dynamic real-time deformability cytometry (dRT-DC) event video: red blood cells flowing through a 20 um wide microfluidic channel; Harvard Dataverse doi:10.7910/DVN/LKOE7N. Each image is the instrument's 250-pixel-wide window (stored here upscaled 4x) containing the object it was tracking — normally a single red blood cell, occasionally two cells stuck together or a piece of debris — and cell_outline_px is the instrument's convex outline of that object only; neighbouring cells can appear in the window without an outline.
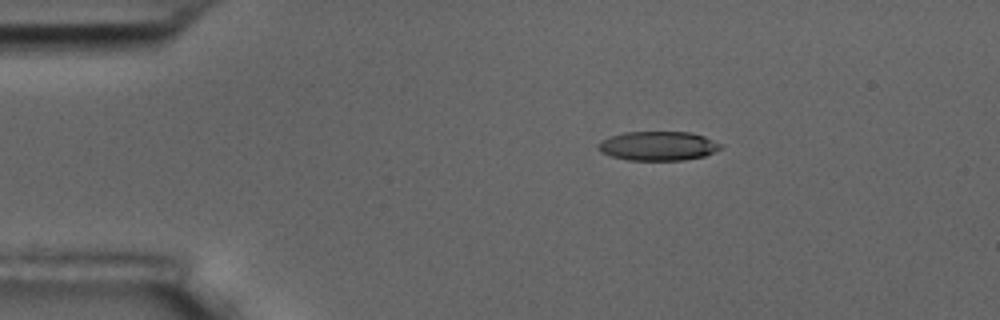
{"species": "common noctule bat (a hibernating species)", "species_latin": "Nyctalus noctula", "temperature_condition": "room temperature", "stored_images_in_passage": 5, "camera_frame_rate_fps": 3000, "um_per_image_px": 0.085, "animal": {"sex": "male", "body_mass_g": 17.5, "forearm_length_mm": 52.3}, "frame": {"image": 1, "passage_image": 2, "time_ms": 1.333, "image_size_px": [1000, 320], "cell_outline_px": [[724, 144], [720, 148], [704, 156], [684, 160], [628, 160], [612, 156], [600, 152], [596, 148], [596, 144], [600, 140], [608, 136], [624, 132], [692, 132], [704, 136]], "centroid_in_image_um": [55.89, 12.39], "position_along_channel_um": 29.1, "area_um2": 21.04}}